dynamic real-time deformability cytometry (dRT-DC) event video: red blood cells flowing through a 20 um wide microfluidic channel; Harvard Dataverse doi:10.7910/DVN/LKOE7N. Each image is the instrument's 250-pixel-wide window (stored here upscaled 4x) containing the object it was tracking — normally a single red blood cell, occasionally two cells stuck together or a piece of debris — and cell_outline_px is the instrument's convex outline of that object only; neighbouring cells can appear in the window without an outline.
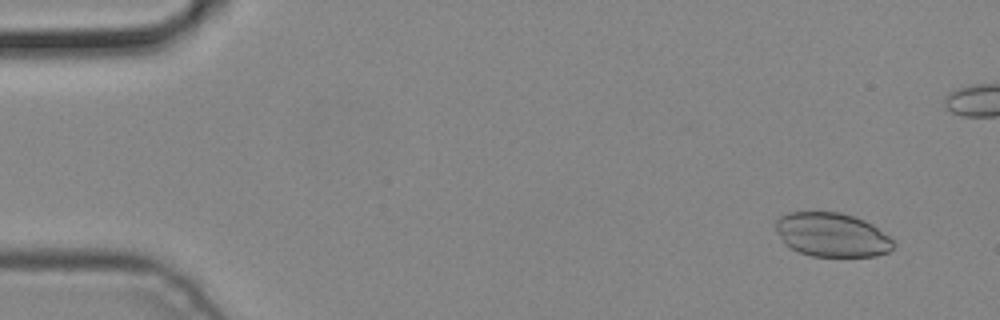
{"species": "common noctule bat (a hibernating species)", "species_latin": "Nyctalus noctula", "temperature_condition": "cold", "stored_images_in_passage": 5, "camera_frame_rate_fps": 3000, "um_per_image_px": 0.085, "animal": {"sex": "male", "body_mass_g": 19.2, "forearm_length_mm": 51.8}, "frame": {"image": 1, "passage_image": 1, "time_ms": 0.0, "image_size_px": [1000, 320], "cell_outline_px": [[896, 244], [888, 252], [876, 256], [812, 256], [800, 252], [784, 244], [776, 232], [776, 220], [780, 216], [788, 212], [840, 212], [864, 220], [872, 224], [888, 236]], "centroid_in_image_um": [70.7, 19.96], "position_along_channel_um": 14.3, "area_um2": 30.11}}